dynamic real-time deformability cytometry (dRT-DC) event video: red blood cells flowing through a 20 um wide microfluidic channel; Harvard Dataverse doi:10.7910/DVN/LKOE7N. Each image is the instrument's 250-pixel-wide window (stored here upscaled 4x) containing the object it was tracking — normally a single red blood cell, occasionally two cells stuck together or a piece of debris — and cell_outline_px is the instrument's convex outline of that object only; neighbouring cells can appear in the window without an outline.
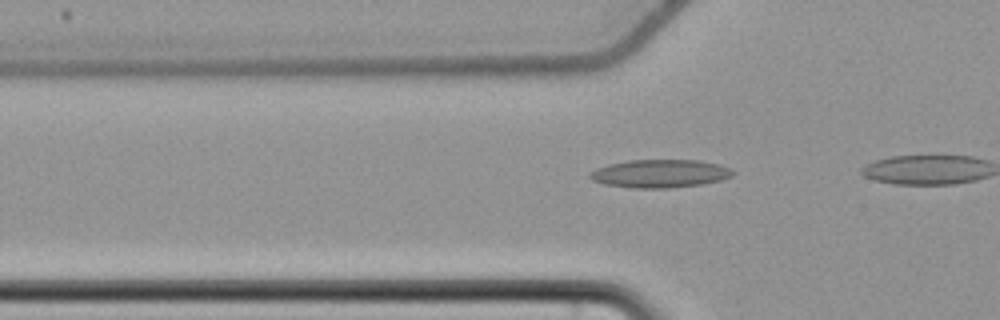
{"species": "common noctule bat (a hibernating species)", "species_latin": "Nyctalus noctula", "temperature_condition": "cold", "stored_images_in_passage": 14, "camera_frame_rate_fps": 3000, "um_per_image_px": 0.085, "animal": {"sex": "female", "body_mass_g": 22.7, "forearm_length_mm": 54.2}, "frame": {"image": 1, "passage_image": 8, "time_ms": 2.333, "image_size_px": [1000, 320], "cell_outline_px": [[732, 176], [720, 180], [700, 184], [668, 188], [632, 188], [604, 184], [592, 180], [588, 176], [596, 168], [608, 164], [628, 160], [700, 160], [720, 164], [728, 168], [732, 172]], "centroid_in_image_um": [56.06, 14.75], "position_along_channel_um": 69.7, "area_um2": 23.29}}
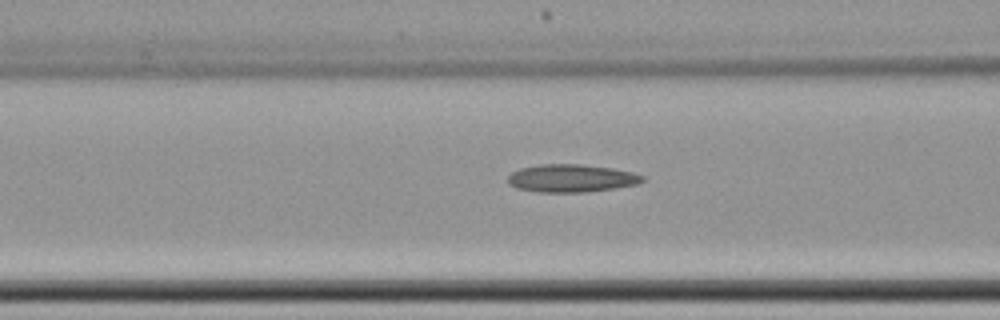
{"frame": {"image": 2, "passage_image": 12, "time_ms": 3.667, "image_size_px": [1000, 320], "cell_outline_px": [[644, 180], [636, 184], [612, 188], [584, 192], [540, 192], [516, 188], [508, 184], [508, 176], [512, 172], [520, 168], [540, 164], [580, 164], [612, 168], [632, 172], [644, 176]], "centroid_in_image_um": [48.52, 15.14], "position_along_channel_um": 118.1, "area_um2": 21.68}}